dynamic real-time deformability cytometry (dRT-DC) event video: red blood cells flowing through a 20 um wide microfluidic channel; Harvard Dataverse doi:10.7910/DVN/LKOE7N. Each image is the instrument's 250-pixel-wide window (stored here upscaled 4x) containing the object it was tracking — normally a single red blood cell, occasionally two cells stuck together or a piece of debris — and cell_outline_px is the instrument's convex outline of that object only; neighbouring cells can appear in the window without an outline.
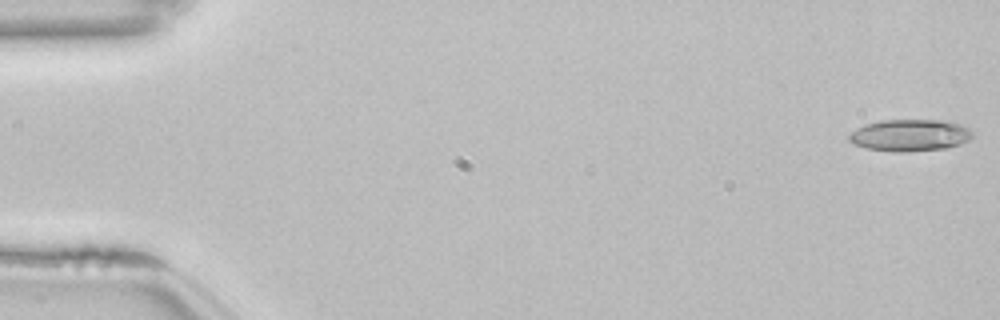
{"species": "common noctule bat (a hibernating species)", "species_latin": "Nyctalus noctula", "temperature_condition": "room temperature", "stored_images_in_passage": 52, "camera_frame_rate_fps": 3000, "um_per_image_px": 0.085, "animal": {"sex": "female", "body_mass_g": 22.7, "forearm_length_mm": 54.2}, "frame": {"image": 1, "passage_image": 1, "time_ms": 0.0, "image_size_px": [1000, 320], "cell_outline_px": [[972, 136], [968, 140], [960, 144], [948, 148], [908, 152], [892, 152], [868, 148], [852, 144], [848, 140], [848, 136], [856, 128], [864, 124], [880, 120], [948, 120], [960, 124], [968, 128], [972, 132]], "centroid_in_image_um": [77.33, 11.5], "position_along_channel_um": 7.7, "area_um2": 23.18}}
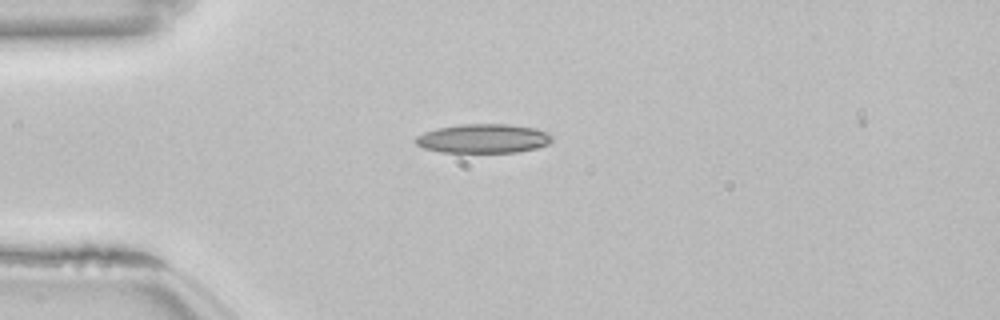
{"frame": {"image": 2, "passage_image": 14, "time_ms": 4.333, "image_size_px": [1000, 320], "cell_outline_px": [[552, 140], [548, 144], [536, 148], [516, 152], [440, 152], [424, 148], [416, 144], [412, 140], [416, 136], [424, 132], [436, 128], [460, 124], [508, 124], [536, 128], [548, 132], [552, 136]], "centroid_in_image_um": [41.06, 11.77], "position_along_channel_um": 43.9, "area_um2": 23.29}}
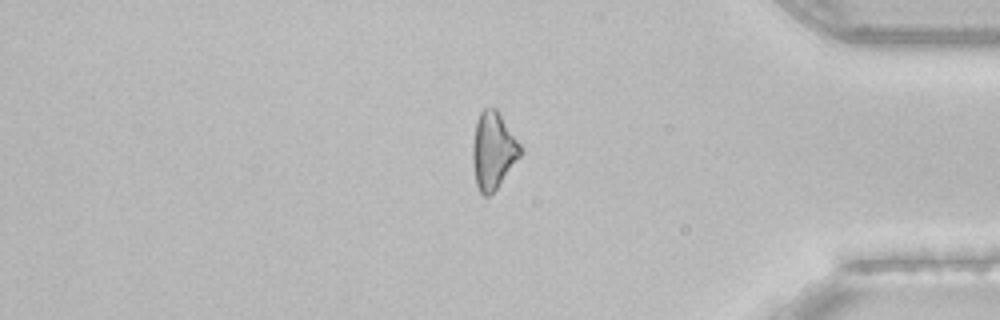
{"frame": {"image": 3, "passage_image": 45, "time_ms": 14.667, "image_size_px": [1000, 320], "cell_outline_px": [[520, 156], [496, 188], [488, 196], [484, 196], [480, 192], [476, 184], [472, 160], [472, 144], [476, 120], [480, 112], [484, 108], [496, 108], [520, 144]], "centroid_in_image_um": [41.88, 12.78], "position_along_channel_um": 393.3, "area_um2": 21.04}}